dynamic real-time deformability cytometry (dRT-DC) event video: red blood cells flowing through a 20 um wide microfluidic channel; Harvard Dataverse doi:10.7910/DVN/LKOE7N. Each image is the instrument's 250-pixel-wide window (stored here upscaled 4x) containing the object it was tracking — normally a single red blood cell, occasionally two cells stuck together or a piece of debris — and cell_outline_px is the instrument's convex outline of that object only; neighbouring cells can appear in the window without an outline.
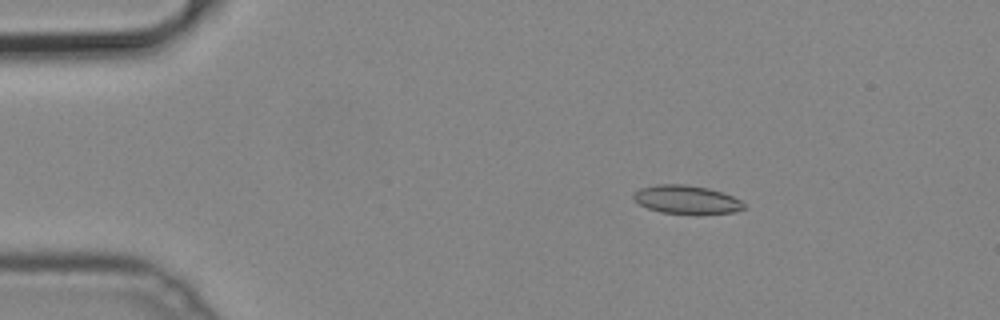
{"species": "common noctule bat (a hibernating species)", "species_latin": "Nyctalus noctula", "temperature_condition": "cold", "stored_images_in_passage": 52, "camera_frame_rate_fps": 3000, "um_per_image_px": 0.085, "animal": {"sex": "male", "body_mass_g": 19.2, "forearm_length_mm": 51.8}, "frame": {"image": 1, "passage_image": 9, "time_ms": 2.667, "image_size_px": [1000, 320], "cell_outline_px": [[744, 208], [732, 212], [696, 216], [660, 212], [648, 208], [640, 204], [632, 196], [632, 192], [640, 188], [656, 184], [684, 184], [708, 188], [732, 196], [740, 200], [744, 204]], "centroid_in_image_um": [58.33, 16.99], "position_along_channel_um": 26.7, "area_um2": 18.67}}
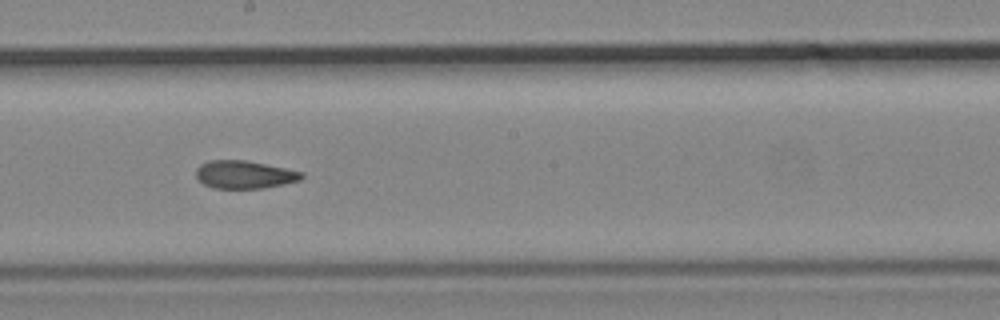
{"frame": {"image": 2, "passage_image": 29, "time_ms": 9.333, "image_size_px": [1000, 320], "cell_outline_px": [[304, 176], [300, 180], [284, 184], [264, 188], [216, 188], [204, 184], [196, 176], [196, 168], [200, 164], [208, 160], [244, 160], [304, 172]], "centroid_in_image_um": [20.77, 14.83], "position_along_channel_um": 227.4, "area_um2": 17.05}}
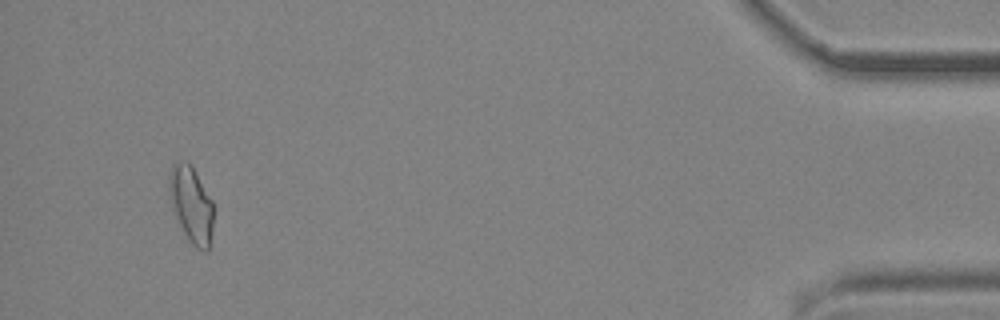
{"frame": {"image": 3, "passage_image": 49, "time_ms": 16.0, "image_size_px": [1000, 320], "cell_outline_px": [[212, 228], [208, 252], [204, 252], [196, 248], [188, 240], [172, 208], [168, 196], [168, 176], [172, 164], [176, 160], [188, 160], [212, 200]], "centroid_in_image_um": [16.22, 17.34], "position_along_channel_um": 419.0, "area_um2": 19.83}}